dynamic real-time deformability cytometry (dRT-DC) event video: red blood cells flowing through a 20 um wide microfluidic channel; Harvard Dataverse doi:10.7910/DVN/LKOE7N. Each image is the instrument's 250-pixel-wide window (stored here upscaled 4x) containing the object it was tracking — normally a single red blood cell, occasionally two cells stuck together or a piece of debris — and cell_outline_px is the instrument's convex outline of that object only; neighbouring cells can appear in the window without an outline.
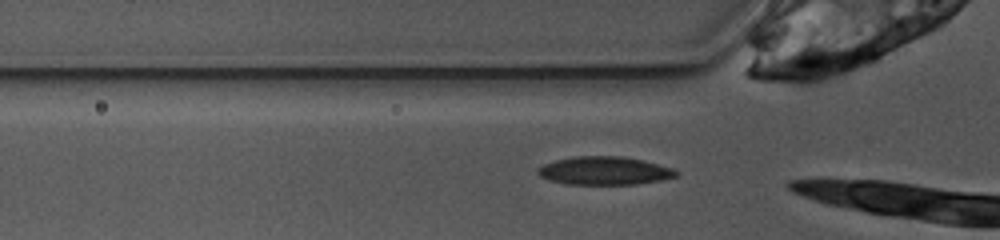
{"species": "common noctule bat (a hibernating species)", "species_latin": "Nyctalus noctula", "temperature_condition": "warm", "stored_images_in_passage": 4, "camera_frame_rate_fps": 3000, "um_per_image_px": 0.085, "animal": {"sex": "female", "body_mass_g": 10.0, "forearm_length_mm": 53.1}, "frame": {"image": 1, "passage_image": 2, "time_ms": 0.333, "image_size_px": [1000, 240], "cell_outline_px": [[680, 172], [676, 176], [660, 180], [636, 184], [568, 184], [548, 180], [540, 176], [536, 172], [536, 168], [544, 164], [556, 160], [576, 156], [620, 156], [644, 160], [672, 168]], "centroid_in_image_um": [51.36, 14.51], "position_along_channel_um": 74.4, "area_um2": 22.72}}